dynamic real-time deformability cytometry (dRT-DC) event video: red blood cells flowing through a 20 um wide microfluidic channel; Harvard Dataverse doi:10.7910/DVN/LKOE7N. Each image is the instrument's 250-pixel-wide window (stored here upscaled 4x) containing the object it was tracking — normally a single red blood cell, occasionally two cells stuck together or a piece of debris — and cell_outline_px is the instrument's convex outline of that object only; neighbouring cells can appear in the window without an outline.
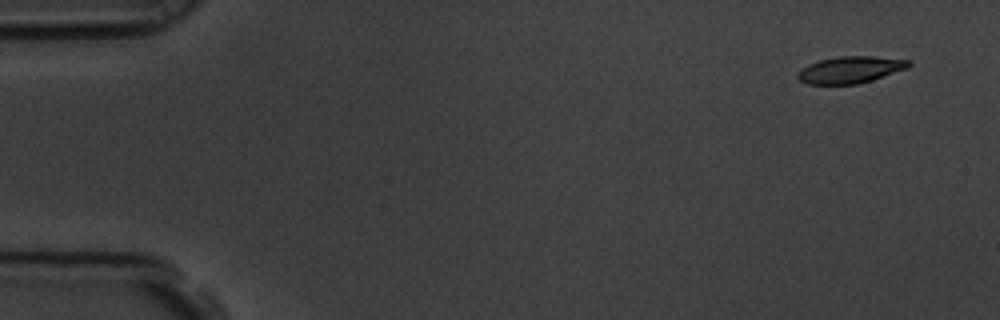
{"species": "common noctule bat (a hibernating species)", "species_latin": "Nyctalus noctula", "temperature_condition": "room temperature", "stored_images_in_passage": 5, "camera_frame_rate_fps": 3000, "um_per_image_px": 0.085, "animal": {"sex": "male", "body_mass_g": 19.5, "forearm_length_mm": 54.6}, "frame": {"image": 1, "passage_image": 1, "time_ms": 0.0, "image_size_px": [1000, 320], "cell_outline_px": [[912, 64], [908, 68], [872, 80], [856, 84], [808, 84], [800, 80], [796, 76], [808, 64], [820, 60], [840, 56], [872, 56], [908, 60]], "centroid_in_image_um": [72.3, 5.93], "position_along_channel_um": 12.7, "area_um2": 17.11}}
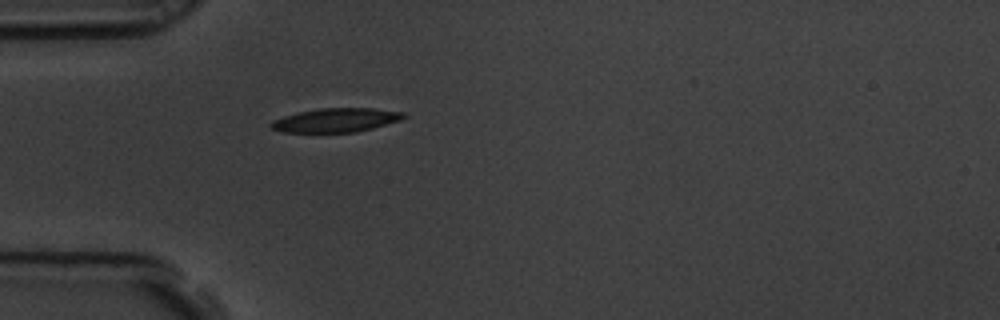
{"frame": {"image": 2, "passage_image": 5, "time_ms": 1.333, "image_size_px": [1000, 320], "cell_outline_px": [[408, 116], [400, 120], [372, 128], [356, 132], [284, 132], [272, 128], [268, 124], [272, 120], [284, 116], [316, 108], [372, 108], [404, 112]], "centroid_in_image_um": [28.56, 10.2], "position_along_channel_um": 56.4, "area_um2": 18.44}}